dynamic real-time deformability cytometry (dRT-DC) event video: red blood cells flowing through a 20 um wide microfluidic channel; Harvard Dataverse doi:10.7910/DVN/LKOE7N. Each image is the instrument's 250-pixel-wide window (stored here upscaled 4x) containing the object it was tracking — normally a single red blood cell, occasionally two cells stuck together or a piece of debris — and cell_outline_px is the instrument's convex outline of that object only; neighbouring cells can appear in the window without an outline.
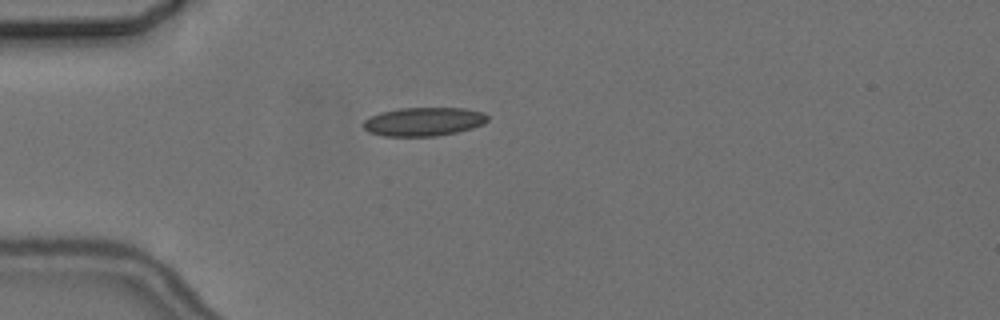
{"species": "common noctule bat (a hibernating species)", "species_latin": "Nyctalus noctula", "temperature_condition": "cold", "stored_images_in_passage": 2, "camera_frame_rate_fps": 3000, "um_per_image_px": 0.085, "animal": {"sex": "female", "body_mass_g": 24.6, "forearm_length_mm": 56.2}, "frame": {"image": 1, "passage_image": 1, "time_ms": 0.0, "image_size_px": [1000, 320], "cell_outline_px": [[488, 120], [484, 124], [472, 128], [456, 132], [436, 136], [384, 136], [368, 132], [364, 128], [364, 120], [380, 112], [400, 108], [464, 108], [484, 112], [488, 116]], "centroid_in_image_um": [36.03, 10.34], "position_along_channel_um": 49.0, "area_um2": 20.75}}